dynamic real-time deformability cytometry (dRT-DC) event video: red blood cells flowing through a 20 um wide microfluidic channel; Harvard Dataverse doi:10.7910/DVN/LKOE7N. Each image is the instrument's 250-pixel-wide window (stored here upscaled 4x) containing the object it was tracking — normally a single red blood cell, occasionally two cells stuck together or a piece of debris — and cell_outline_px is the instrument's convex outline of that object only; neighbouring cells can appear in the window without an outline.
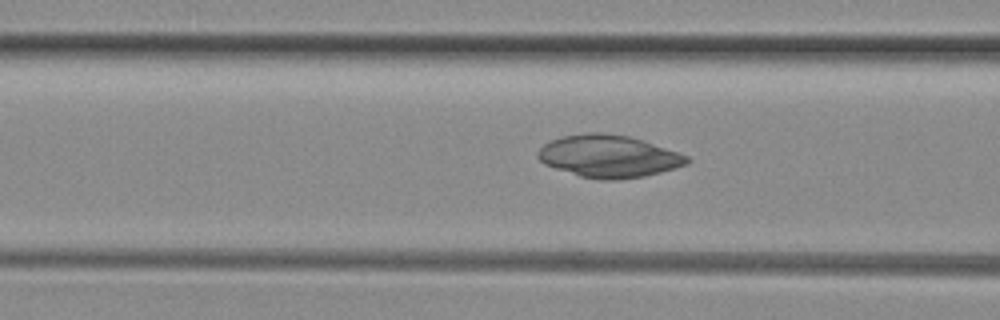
{"species": "common noctule bat (a hibernating species)", "species_latin": "Nyctalus noctula", "temperature_condition": "room temperature", "stored_images_in_passage": 44, "camera_frame_rate_fps": 3000, "um_per_image_px": 0.085, "animal": {"sex": "female", "body_mass_g": 29.2, "forearm_length_mm": 56.3}, "frame": {"image": 1, "passage_image": 18, "time_ms": 5.667, "image_size_px": [1000, 320], "cell_outline_px": [[692, 160], [688, 164], [660, 172], [644, 176], [616, 180], [600, 180], [580, 176], [544, 164], [536, 156], [536, 152], [544, 144], [552, 140], [564, 136], [588, 132], [604, 132], [628, 136], [644, 140], [688, 156]], "centroid_in_image_um": [51.74, 13.28], "position_along_channel_um": 114.9, "area_um2": 36.76}}
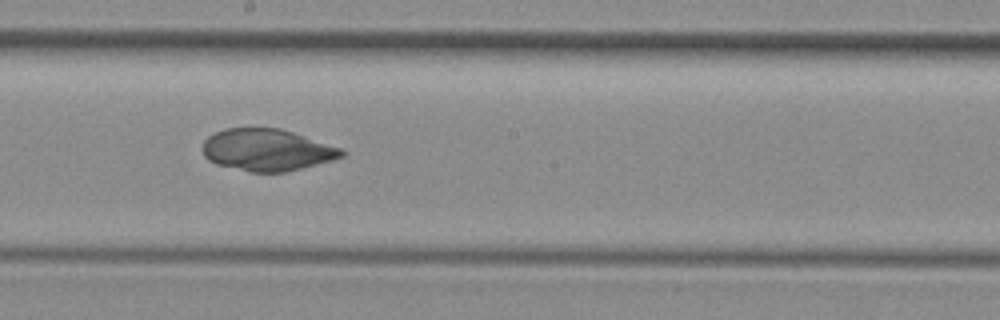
{"frame": {"image": 2, "passage_image": 26, "time_ms": 8.333, "image_size_px": [1000, 320], "cell_outline_px": [[344, 156], [332, 160], [288, 172], [248, 172], [216, 164], [208, 160], [204, 156], [204, 140], [208, 136], [224, 128], [280, 128], [340, 148], [344, 152]], "centroid_in_image_um": [22.66, 12.75], "position_along_channel_um": 225.5, "area_um2": 33.76}}
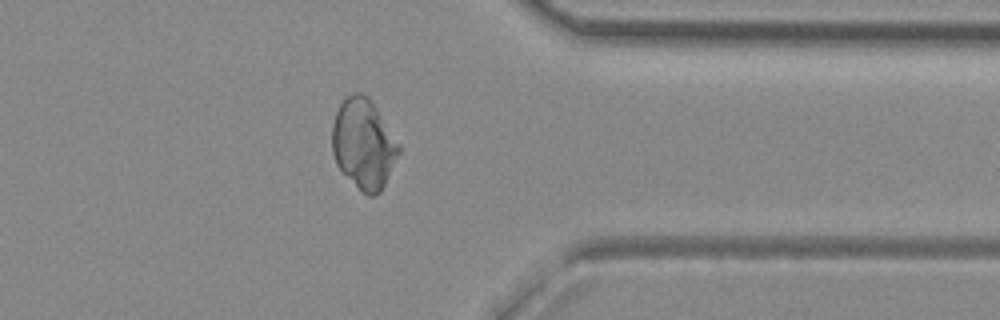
{"frame": {"image": 3, "passage_image": 38, "time_ms": 12.333, "image_size_px": [1000, 320], "cell_outline_px": [[400, 152], [380, 192], [376, 196], [368, 196], [336, 164], [332, 152], [332, 124], [336, 112], [340, 104], [352, 92], [360, 92], [368, 96], [372, 100], [400, 144]], "centroid_in_image_um": [30.91, 12.18], "position_along_channel_um": 380.5, "area_um2": 34.68}}